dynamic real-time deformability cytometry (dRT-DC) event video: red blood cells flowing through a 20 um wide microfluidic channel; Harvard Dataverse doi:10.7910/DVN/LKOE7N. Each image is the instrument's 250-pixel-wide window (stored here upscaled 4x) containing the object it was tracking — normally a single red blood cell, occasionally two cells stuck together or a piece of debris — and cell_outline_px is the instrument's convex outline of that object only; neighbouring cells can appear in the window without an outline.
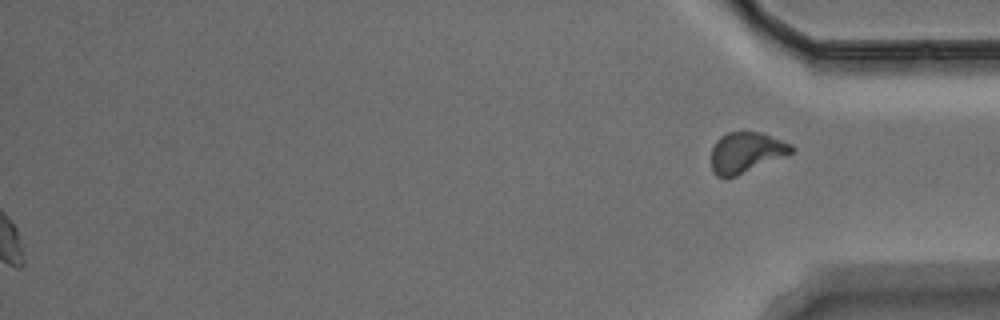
{"species": "Egyptian fruit bat (a non-hibernating species)", "species_latin": "Rousettus aegyptiacus", "temperature_condition": "warm", "stored_images_in_passage": 50, "segment_of_instrument_passage": [2, 2], "camera_frame_rate_fps": 3000, "um_per_image_px": 0.085, "animal": {"sex": "male"}, "frame": {"image": 1, "passage_image": 50, "time_ms": 16.333, "image_size_px": [1000, 320], "cell_outline_px": [[796, 148], [792, 152], [736, 176], [724, 180], [716, 176], [712, 172], [712, 148], [716, 140], [720, 136], [728, 132], [760, 132], [792, 144]], "centroid_in_image_um": [63.37, 12.97], "position_along_channel_um": 371.8, "area_um2": 18.9}}